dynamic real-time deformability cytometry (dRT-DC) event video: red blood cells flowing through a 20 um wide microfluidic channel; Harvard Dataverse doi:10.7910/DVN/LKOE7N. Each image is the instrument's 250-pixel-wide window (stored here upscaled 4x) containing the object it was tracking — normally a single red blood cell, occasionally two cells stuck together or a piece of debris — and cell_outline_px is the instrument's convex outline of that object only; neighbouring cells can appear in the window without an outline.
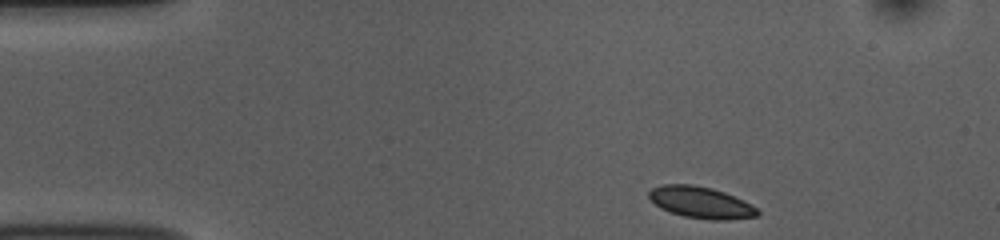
{"species": "common noctule bat (a hibernating species)", "species_latin": "Nyctalus noctula", "temperature_condition": "room temperature", "stored_images_in_passage": 46, "camera_frame_rate_fps": 3000, "um_per_image_px": 0.085, "animal": {"sex": "female", "body_mass_g": 10.0, "forearm_length_mm": 53.1}, "frame": {"image": 1, "passage_image": 1, "time_ms": 0.0, "image_size_px": [1000, 240], "cell_outline_px": [[760, 212], [756, 216], [724, 220], [712, 220], [684, 216], [660, 208], [648, 196], [648, 192], [652, 188], [660, 184], [692, 184], [712, 188], [724, 192], [744, 200], [756, 208]], "centroid_in_image_um": [59.56, 17.19], "position_along_channel_um": 25.4, "area_um2": 19.83}}
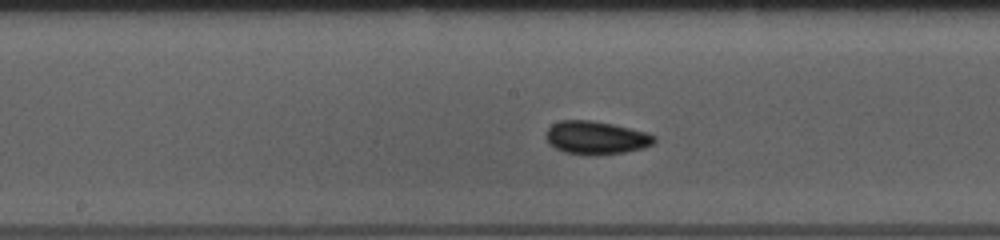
{"frame": {"image": 2, "passage_image": 20, "time_ms": 6.333, "image_size_px": [1000, 240], "cell_outline_px": [[656, 140], [652, 144], [644, 148], [624, 152], [596, 156], [588, 156], [564, 152], [548, 144], [544, 136], [548, 128], [552, 124], [560, 120], [588, 120], [612, 124], [648, 132], [656, 136]], "centroid_in_image_um": [50.64, 11.72], "position_along_channel_um": 197.6, "area_um2": 21.27}}
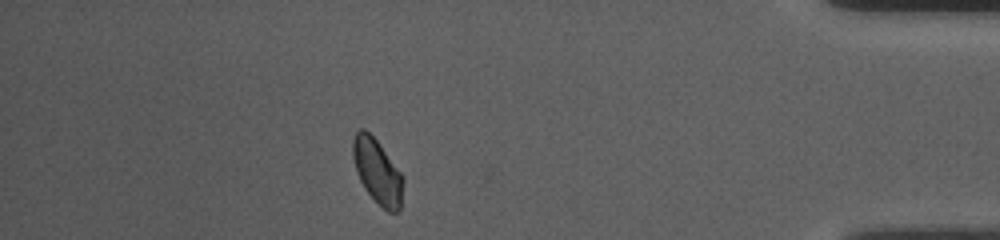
{"frame": {"image": 3, "passage_image": 40, "time_ms": 13.0, "image_size_px": [1000, 240], "cell_outline_px": [[404, 180], [400, 208], [396, 212], [388, 212], [364, 188], [356, 172], [352, 156], [352, 140], [356, 132], [360, 128], [364, 128], [380, 144], [404, 176]], "centroid_in_image_um": [32.07, 14.54], "position_along_channel_um": 403.1, "area_um2": 18.9}, "authors_computed_cell_mechanics": {"area_um2": 19.7098, "velocity_mm_per_s": 3.7377, "shape_relaxation_time_tau1_ms": 3.3516, "shape_relaxation_time_tau2_ms": 1.5778, "deformation_change_tau1": 0.077, "deformation_change_tau2": 0.0553}}